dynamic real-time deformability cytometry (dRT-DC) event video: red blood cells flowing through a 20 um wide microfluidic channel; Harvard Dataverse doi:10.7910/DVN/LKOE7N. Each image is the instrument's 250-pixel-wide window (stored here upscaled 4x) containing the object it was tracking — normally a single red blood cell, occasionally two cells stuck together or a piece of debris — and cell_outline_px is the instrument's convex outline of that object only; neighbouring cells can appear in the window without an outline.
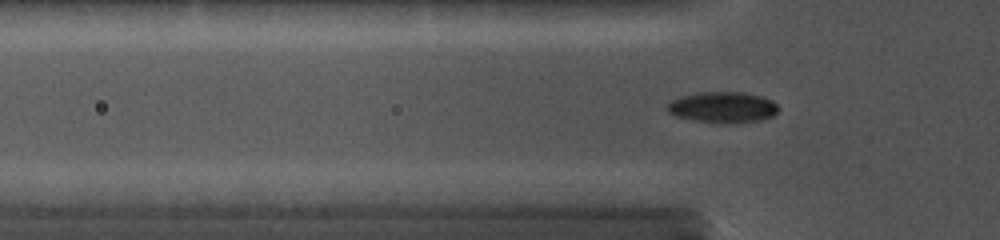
{"species": "common noctule bat (a hibernating species)", "species_latin": "Nyctalus noctula", "temperature_condition": "cold", "stored_images_in_passage": 73, "camera_frame_rate_fps": 5000, "um_per_image_px": 0.085, "animal": {"sex": "female", "body_mass_g": 19.0, "forearm_length_mm": 56.7}, "frame": {"image": 1, "passage_image": 14, "time_ms": 2.0, "image_size_px": [1000, 240], "cell_outline_px": [[780, 108], [772, 116], [760, 120], [692, 120], [676, 116], [668, 112], [668, 104], [672, 100], [680, 96], [700, 92], [740, 92], [760, 96], [772, 100]], "centroid_in_image_um": [61.42, 9.06], "position_along_channel_um": 64.4, "area_um2": 19.02}}
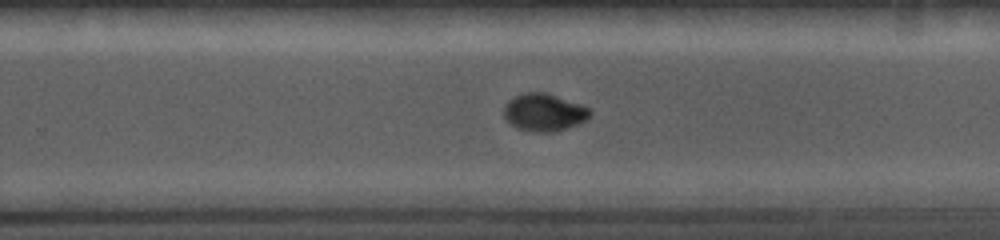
{"frame": {"image": 2, "passage_image": 43, "time_ms": 7.4, "image_size_px": [1000, 240], "cell_outline_px": [[592, 112], [580, 124], [552, 132], [532, 132], [516, 128], [508, 124], [504, 116], [504, 108], [508, 100], [524, 92], [548, 92], [580, 104], [588, 108]], "centroid_in_image_um": [46.21, 9.55], "position_along_channel_um": 283.6, "area_um2": 18.96}}
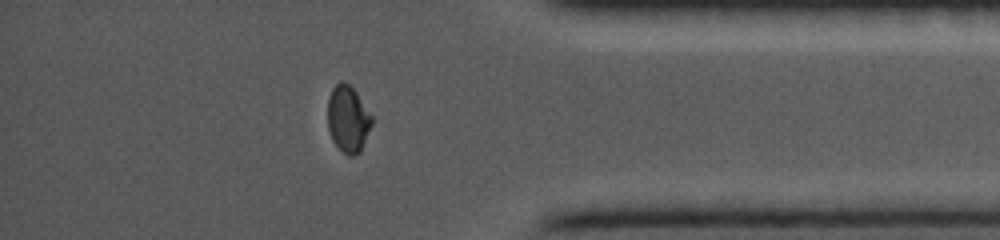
{"frame": {"image": 3, "passage_image": 61, "time_ms": 10.6, "image_size_px": [1000, 240], "cell_outline_px": [[372, 124], [360, 152], [356, 156], [348, 156], [332, 140], [328, 128], [328, 96], [332, 88], [340, 80], [344, 80], [356, 92], [372, 116]], "centroid_in_image_um": [29.57, 10.1], "position_along_channel_um": 405.6, "area_um2": 17.11}}